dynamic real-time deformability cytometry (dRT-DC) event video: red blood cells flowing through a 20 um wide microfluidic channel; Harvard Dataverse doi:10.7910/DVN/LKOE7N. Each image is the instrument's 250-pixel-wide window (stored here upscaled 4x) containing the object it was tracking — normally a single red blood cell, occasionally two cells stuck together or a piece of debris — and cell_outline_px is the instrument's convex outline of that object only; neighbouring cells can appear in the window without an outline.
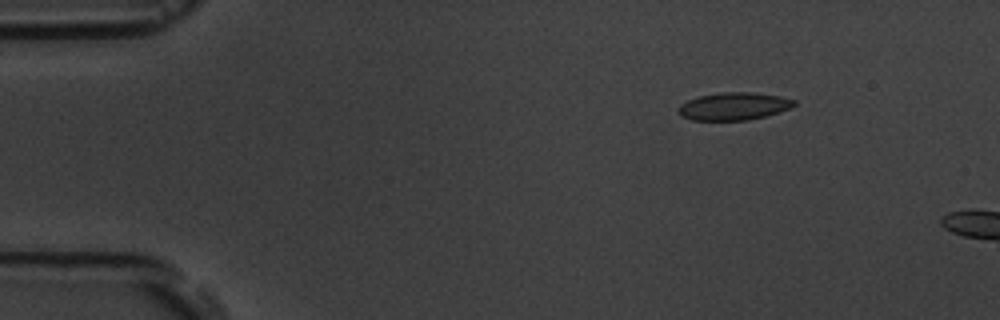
{"species": "common noctule bat (a hibernating species)", "species_latin": "Nyctalus noctula", "temperature_condition": "room temperature", "stored_images_in_passage": 3, "camera_frame_rate_fps": 3000, "um_per_image_px": 0.085, "animal": {"sex": "male", "body_mass_g": 19.5, "forearm_length_mm": 54.6}, "frame": {"image": 1, "passage_image": 1, "time_ms": 0.0, "image_size_px": [1000, 320], "cell_outline_px": [[796, 104], [792, 108], [764, 116], [748, 120], [692, 120], [680, 116], [680, 104], [688, 100], [700, 96], [724, 92], [752, 92], [780, 96], [796, 100]], "centroid_in_image_um": [62.41, 9.03], "position_along_channel_um": 22.6, "area_um2": 18.5}}